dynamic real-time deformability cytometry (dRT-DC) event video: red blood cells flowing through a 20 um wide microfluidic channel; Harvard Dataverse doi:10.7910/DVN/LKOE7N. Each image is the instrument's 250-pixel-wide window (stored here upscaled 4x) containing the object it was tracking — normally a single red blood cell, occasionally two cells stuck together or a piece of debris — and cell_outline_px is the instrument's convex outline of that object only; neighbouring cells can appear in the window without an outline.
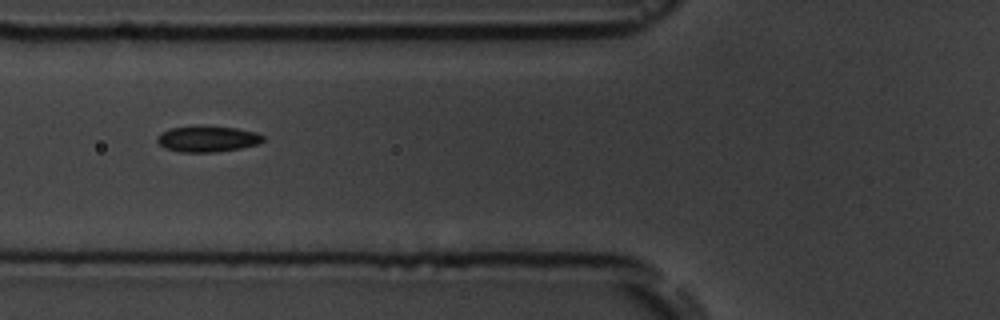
{"species": "common noctule bat (a hibernating species)", "species_latin": "Nyctalus noctula", "temperature_condition": "room temperature", "stored_images_in_passage": 8, "camera_frame_rate_fps": 3000, "um_per_image_px": 0.085, "animal": {"sex": "male", "body_mass_g": 19.5, "forearm_length_mm": 54.6}, "frame": {"image": 1, "passage_image": 7, "time_ms": 7.0, "image_size_px": [1000, 320], "cell_outline_px": [[264, 140], [256, 144], [240, 148], [216, 152], [180, 152], [164, 148], [156, 140], [156, 136], [160, 132], [172, 128], [236, 128], [256, 132], [264, 136]], "centroid_in_image_um": [17.62, 11.84], "position_along_channel_um": 108.2, "area_um2": 15.43}}
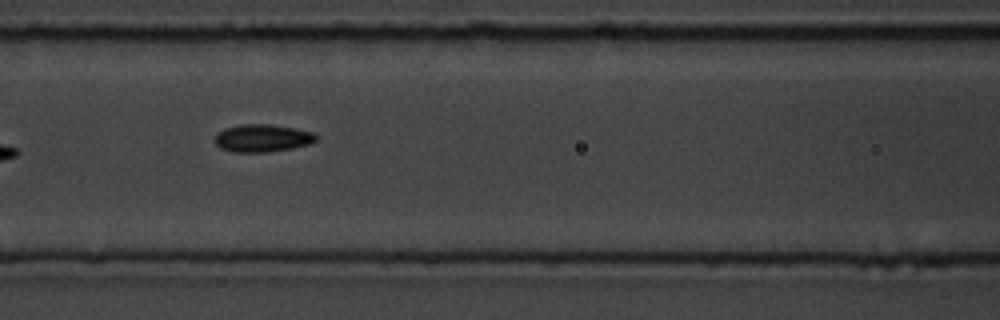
{"frame": {"image": 2, "passage_image": 8, "time_ms": 8.0, "image_size_px": [1000, 320], "cell_outline_px": [[316, 140], [308, 144], [292, 148], [268, 152], [232, 152], [220, 148], [212, 140], [216, 132], [224, 128], [240, 124], [268, 124], [292, 128], [312, 132], [316, 136]], "centroid_in_image_um": [22.2, 11.74], "position_along_channel_um": 144.4, "area_um2": 16.36}}